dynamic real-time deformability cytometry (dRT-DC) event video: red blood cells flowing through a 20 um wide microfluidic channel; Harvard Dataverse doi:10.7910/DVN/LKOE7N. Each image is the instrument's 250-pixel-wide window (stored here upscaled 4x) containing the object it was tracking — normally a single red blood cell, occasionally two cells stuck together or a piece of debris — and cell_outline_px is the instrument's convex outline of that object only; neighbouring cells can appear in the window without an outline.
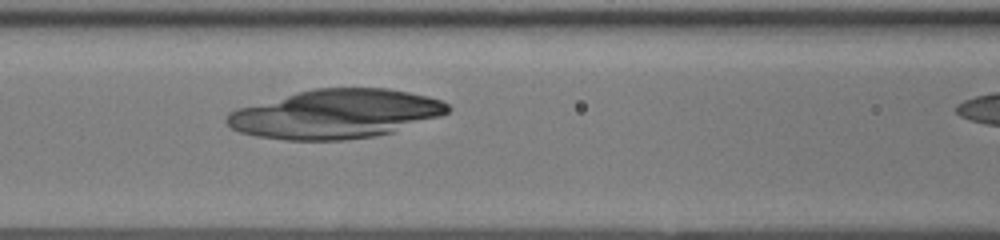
{"species": "human", "species_latin": "Homo sapiens", "temperature_condition": "room temperature", "stored_images_in_passage": 10, "camera_frame_rate_fps": 3000, "um_per_image_px": 0.085, "donor": {"sex": "female"}, "frame": {"image": 1, "passage_image": 9, "time_ms": 2.667, "image_size_px": [1000, 240], "cell_outline_px": [[452, 108], [448, 112], [440, 116], [392, 132], [376, 136], [344, 140], [284, 140], [256, 136], [240, 132], [232, 128], [228, 124], [228, 116], [232, 112], [240, 108], [300, 92], [316, 88], [388, 88], [428, 96], [440, 100], [448, 104]], "centroid_in_image_um": [28.59, 9.7], "position_along_channel_um": 138.0, "area_um2": 62.19}}